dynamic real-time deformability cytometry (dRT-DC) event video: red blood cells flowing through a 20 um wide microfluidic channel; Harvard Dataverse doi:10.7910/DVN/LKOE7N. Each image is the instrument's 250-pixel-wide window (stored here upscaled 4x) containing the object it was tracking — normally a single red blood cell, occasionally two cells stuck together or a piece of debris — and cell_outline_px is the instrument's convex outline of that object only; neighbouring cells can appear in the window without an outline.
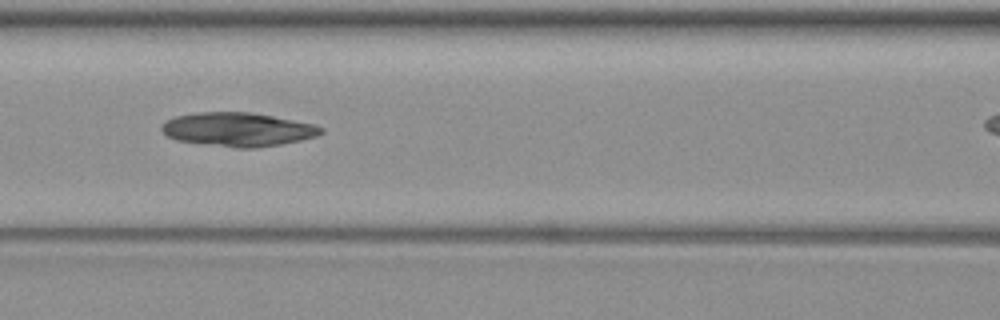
{"species": "common noctule bat (a hibernating species)", "species_latin": "Nyctalus noctula", "temperature_condition": "warm", "stored_images_in_passage": 6, "segment_of_instrument_passage": [1, 2], "camera_frame_rate_fps": 3000, "um_per_image_px": 0.085, "animal": {"sex": "female", "body_mass_g": 19.3, "forearm_length_mm": 54.1}, "frame": {"image": 1, "passage_image": 4, "time_ms": 3.333, "image_size_px": [1000, 320], "cell_outline_px": [[324, 132], [316, 136], [300, 140], [280, 144], [256, 148], [236, 148], [204, 144], [176, 140], [168, 136], [160, 128], [160, 124], [164, 120], [176, 116], [196, 112], [252, 112], [316, 124], [324, 128]], "centroid_in_image_um": [20.21, 10.99], "position_along_channel_um": 146.4, "area_um2": 31.62}}
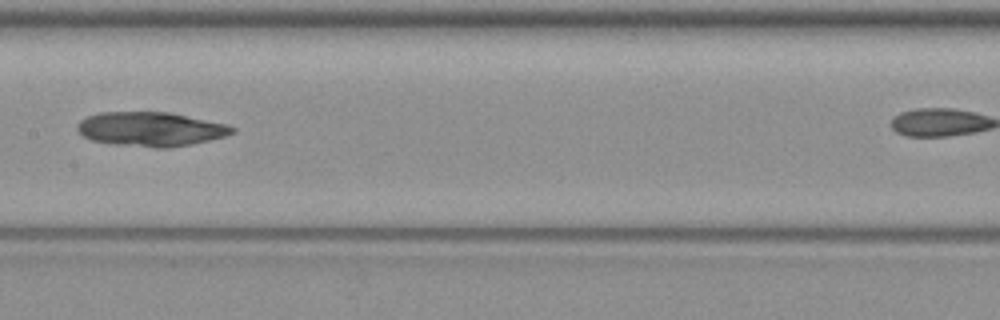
{"frame": {"image": 2, "passage_image": 5, "time_ms": 4.667, "image_size_px": [1000, 320], "cell_outline_px": [[236, 132], [224, 136], [192, 144], [168, 148], [152, 148], [112, 144], [92, 140], [84, 136], [76, 128], [76, 124], [80, 120], [88, 116], [100, 112], [168, 112], [224, 124], [236, 128]], "centroid_in_image_um": [12.77, 10.98], "position_along_channel_um": 194.6, "area_um2": 30.81}}